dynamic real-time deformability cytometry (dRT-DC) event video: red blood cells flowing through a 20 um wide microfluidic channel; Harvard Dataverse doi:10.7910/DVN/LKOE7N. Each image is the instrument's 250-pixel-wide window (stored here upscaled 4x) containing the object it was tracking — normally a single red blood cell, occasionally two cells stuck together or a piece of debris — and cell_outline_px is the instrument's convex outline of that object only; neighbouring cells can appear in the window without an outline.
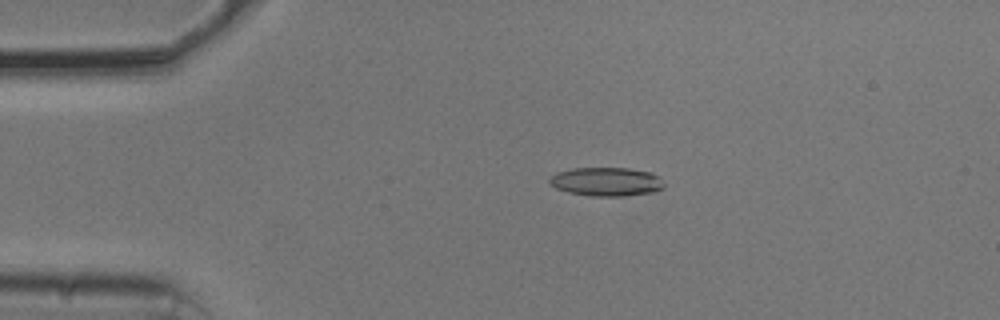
{"species": "common noctule bat (a hibernating species)", "species_latin": "Nyctalus noctula", "temperature_condition": "cold", "stored_images_in_passage": 53, "camera_frame_rate_fps": 3000, "um_per_image_px": 0.085, "animal": {"sex": "male", "body_mass_g": 20.5, "forearm_length_mm": 52.5}, "frame": {"image": 1, "passage_image": 10, "time_ms": 3.0, "image_size_px": [1000, 320], "cell_outline_px": [[664, 188], [652, 192], [624, 196], [588, 196], [568, 192], [556, 188], [548, 184], [548, 180], [556, 172], [572, 168], [628, 168], [652, 172], [660, 176], [664, 184]], "centroid_in_image_um": [51.54, 15.44], "position_along_channel_um": 33.5, "area_um2": 19.42}}
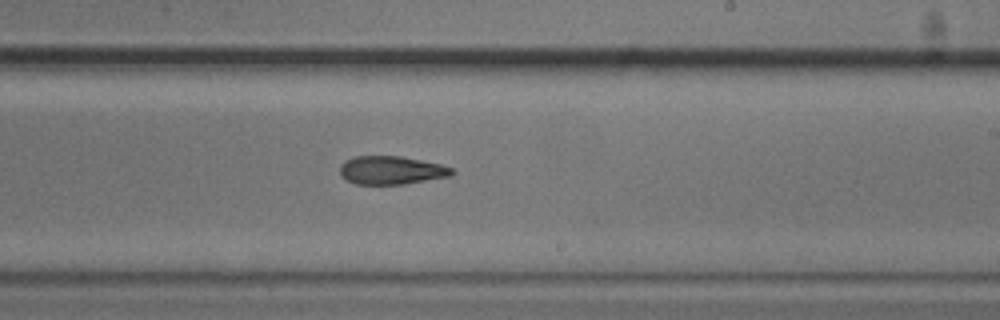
{"frame": {"image": 2, "passage_image": 31, "time_ms": 10.0, "image_size_px": [1000, 320], "cell_outline_px": [[456, 172], [452, 176], [404, 184], [356, 184], [340, 176], [340, 164], [356, 156], [400, 156], [440, 164], [452, 168]], "centroid_in_image_um": [33.29, 14.47], "position_along_channel_um": 255.7, "area_um2": 18.44}}
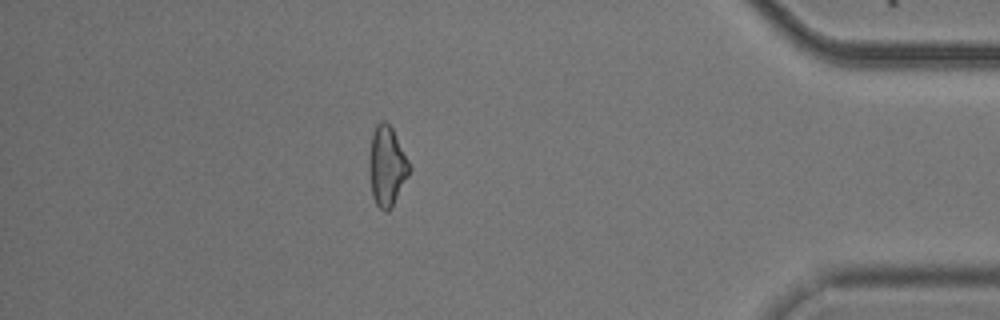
{"frame": {"image": 3, "passage_image": 46, "time_ms": 15.0, "image_size_px": [1000, 320], "cell_outline_px": [[412, 168], [392, 208], [388, 212], [384, 212], [376, 204], [372, 196], [368, 168], [372, 132], [376, 124], [380, 120], [384, 120], [392, 128]], "centroid_in_image_um": [32.87, 14.14], "position_along_channel_um": 402.3, "area_um2": 18.84}, "authors_computed_cell_mechanics": {"area_um2": 19.1318, "velocity_mm_per_s": 3.7535, "shape_relaxation_time_tau1_ms": null, "shape_relaxation_time_tau2_ms": 9.9804, "deformation_change_tau1": null, "deformation_change_tau2": 0.2268}}